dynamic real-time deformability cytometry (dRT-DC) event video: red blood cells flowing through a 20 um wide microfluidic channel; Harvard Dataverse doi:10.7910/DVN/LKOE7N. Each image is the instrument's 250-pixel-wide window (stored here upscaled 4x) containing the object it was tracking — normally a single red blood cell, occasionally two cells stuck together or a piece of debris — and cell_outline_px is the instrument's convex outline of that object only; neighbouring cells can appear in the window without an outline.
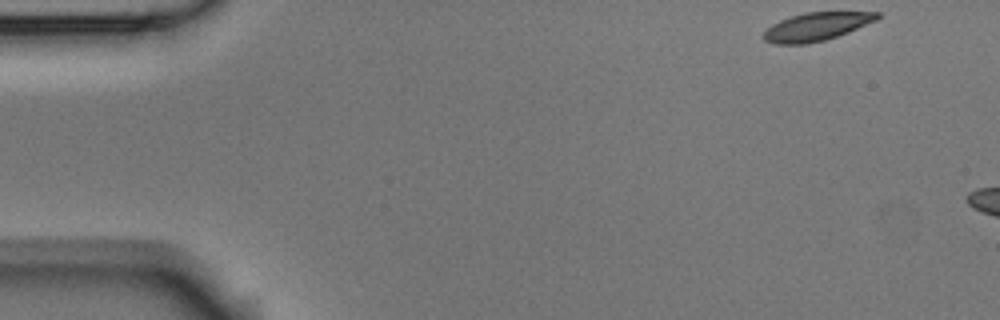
{"species": "Egyptian fruit bat (a non-hibernating species)", "species_latin": "Rousettus aegyptiacus", "temperature_condition": "room temperature", "stored_images_in_passage": 13, "camera_frame_rate_fps": 3000, "um_per_image_px": 0.085, "animal": {"sex": "male"}, "frame": {"image": 1, "passage_image": 1, "time_ms": 0.0, "image_size_px": [1000, 320], "cell_outline_px": [[880, 16], [876, 20], [848, 32], [824, 40], [808, 44], [772, 44], [764, 40], [760, 36], [772, 24], [780, 20], [804, 12], [880, 12]], "centroid_in_image_um": [69.35, 2.27], "position_along_channel_um": 15.7, "area_um2": 18.61}}
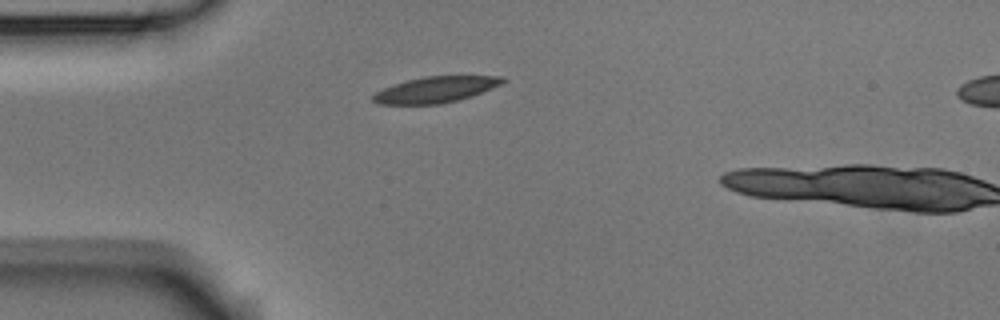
{"frame": {"image": 2, "passage_image": 11, "time_ms": 3.333, "image_size_px": [1000, 320], "cell_outline_px": [[508, 80], [500, 84], [472, 96], [440, 104], [376, 104], [372, 100], [372, 96], [376, 92], [384, 88], [408, 80], [424, 76], [504, 76]], "centroid_in_image_um": [37.03, 7.61], "position_along_channel_um": 48.0, "area_um2": 19.42}}